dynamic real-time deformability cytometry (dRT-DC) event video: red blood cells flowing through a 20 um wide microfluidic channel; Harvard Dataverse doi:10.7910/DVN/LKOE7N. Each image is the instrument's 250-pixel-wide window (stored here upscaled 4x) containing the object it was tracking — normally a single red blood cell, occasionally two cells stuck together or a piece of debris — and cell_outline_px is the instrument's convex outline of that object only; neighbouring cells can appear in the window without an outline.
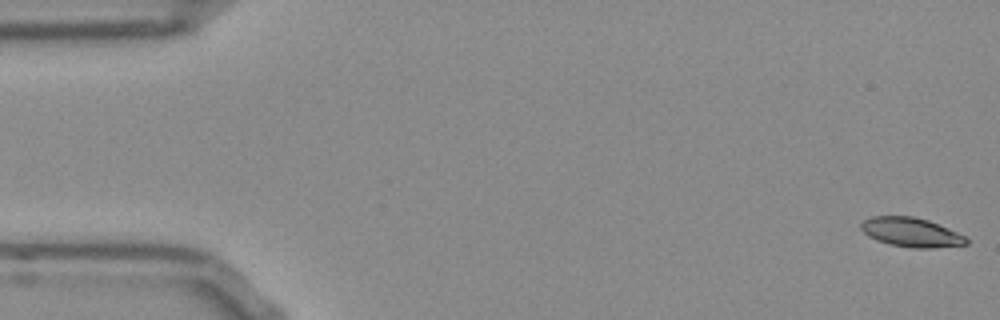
{"species": "Egyptian fruit bat (a non-hibernating species)", "species_latin": "Rousettus aegyptiacus", "temperature_condition": "room temperature", "stored_images_in_passage": 52, "camera_frame_rate_fps": 3000, "um_per_image_px": 0.085, "frame": {"image": 1, "passage_image": 1, "time_ms": 0.0, "image_size_px": [1000, 320], "cell_outline_px": [[968, 244], [932, 248], [912, 248], [892, 244], [876, 240], [868, 236], [860, 228], [860, 224], [864, 220], [872, 216], [912, 216], [928, 220], [948, 228], [964, 236], [968, 240]], "centroid_in_image_um": [77.43, 19.74], "position_along_channel_um": 7.6, "area_um2": 17.8}}
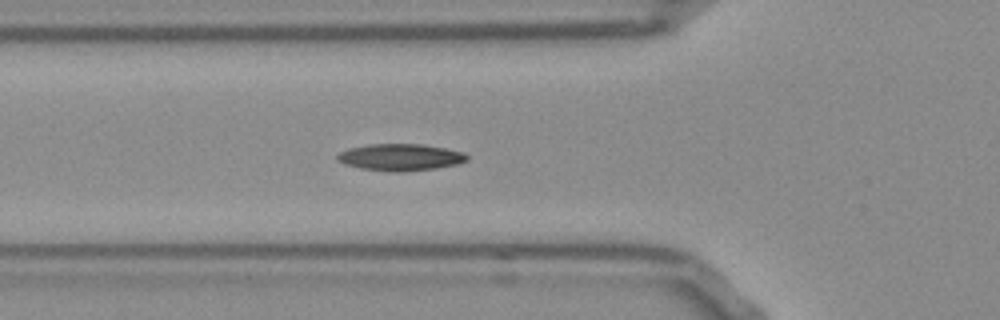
{"frame": {"image": 2, "passage_image": 18, "time_ms": 5.667, "image_size_px": [1000, 320], "cell_outline_px": [[468, 160], [456, 164], [436, 168], [400, 172], [392, 172], [360, 168], [344, 164], [336, 160], [336, 156], [340, 152], [348, 148], [368, 144], [424, 144], [464, 152], [468, 156]], "centroid_in_image_um": [34.01, 13.36], "position_along_channel_um": 91.8, "area_um2": 20.35}}
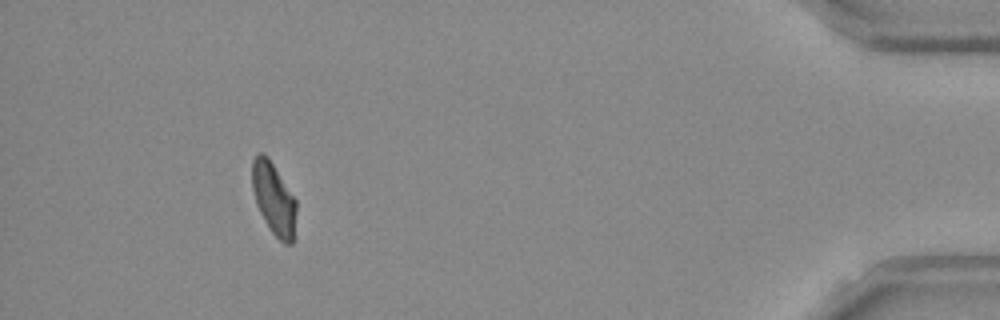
{"frame": {"image": 3, "passage_image": 48, "time_ms": 15.667, "image_size_px": [1000, 320], "cell_outline_px": [[296, 212], [292, 244], [284, 244], [272, 232], [264, 220], [256, 204], [252, 188], [252, 160], [260, 152], [268, 156], [296, 200]], "centroid_in_image_um": [23.26, 16.88], "position_along_channel_um": 411.9, "area_um2": 18.38}, "authors_computed_cell_mechanics": {"area_um2": 18.9873, "velocity_mm_per_s": 3.8585, "shape_relaxation_time_tau1_ms": 8.5783, "shape_relaxation_time_tau2_ms": 8.9673, "deformation_change_tau1": 0.1908, "deformation_change_tau2": 0.1409}}